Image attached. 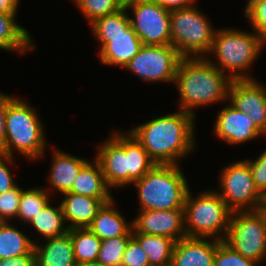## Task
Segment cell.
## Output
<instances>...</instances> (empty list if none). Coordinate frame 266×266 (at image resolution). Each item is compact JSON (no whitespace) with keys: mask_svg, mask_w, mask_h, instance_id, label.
<instances>
[{"mask_svg":"<svg viewBox=\"0 0 266 266\" xmlns=\"http://www.w3.org/2000/svg\"><path fill=\"white\" fill-rule=\"evenodd\" d=\"M180 165L156 164L133 185L138 189V210H172L184 208L188 188Z\"/></svg>","mask_w":266,"mask_h":266,"instance_id":"5b68a950","label":"cell"},{"mask_svg":"<svg viewBox=\"0 0 266 266\" xmlns=\"http://www.w3.org/2000/svg\"><path fill=\"white\" fill-rule=\"evenodd\" d=\"M128 15V11L122 8L115 13L97 18L91 23L92 35L124 34L131 27Z\"/></svg>","mask_w":266,"mask_h":266,"instance_id":"f546056e","label":"cell"},{"mask_svg":"<svg viewBox=\"0 0 266 266\" xmlns=\"http://www.w3.org/2000/svg\"><path fill=\"white\" fill-rule=\"evenodd\" d=\"M128 185L141 179L156 163L149 157L147 151L128 131Z\"/></svg>","mask_w":266,"mask_h":266,"instance_id":"83f0119b","label":"cell"},{"mask_svg":"<svg viewBox=\"0 0 266 266\" xmlns=\"http://www.w3.org/2000/svg\"><path fill=\"white\" fill-rule=\"evenodd\" d=\"M61 205L69 229L88 228L98 211L113 199H97L71 192L64 194ZM68 222V223H67Z\"/></svg>","mask_w":266,"mask_h":266,"instance_id":"ac0fdd59","label":"cell"},{"mask_svg":"<svg viewBox=\"0 0 266 266\" xmlns=\"http://www.w3.org/2000/svg\"><path fill=\"white\" fill-rule=\"evenodd\" d=\"M216 190L228 208L236 211H256L264 208L266 198L258 191L249 164L245 160L223 167Z\"/></svg>","mask_w":266,"mask_h":266,"instance_id":"9c48e42d","label":"cell"},{"mask_svg":"<svg viewBox=\"0 0 266 266\" xmlns=\"http://www.w3.org/2000/svg\"><path fill=\"white\" fill-rule=\"evenodd\" d=\"M218 112L214 123V134L230 145L252 141L259 136H266L245 113L228 104Z\"/></svg>","mask_w":266,"mask_h":266,"instance_id":"9a60e30c","label":"cell"},{"mask_svg":"<svg viewBox=\"0 0 266 266\" xmlns=\"http://www.w3.org/2000/svg\"><path fill=\"white\" fill-rule=\"evenodd\" d=\"M206 57H182L174 84L179 92L180 110L196 116L194 109L228 101L233 81Z\"/></svg>","mask_w":266,"mask_h":266,"instance_id":"7a4b0ae2","label":"cell"},{"mask_svg":"<svg viewBox=\"0 0 266 266\" xmlns=\"http://www.w3.org/2000/svg\"><path fill=\"white\" fill-rule=\"evenodd\" d=\"M132 236H120L101 241L97 261L105 266H122L123 256Z\"/></svg>","mask_w":266,"mask_h":266,"instance_id":"4dcf8cb0","label":"cell"},{"mask_svg":"<svg viewBox=\"0 0 266 266\" xmlns=\"http://www.w3.org/2000/svg\"><path fill=\"white\" fill-rule=\"evenodd\" d=\"M228 103L247 114L266 135V86L257 79L233 80Z\"/></svg>","mask_w":266,"mask_h":266,"instance_id":"4fadbf2b","label":"cell"},{"mask_svg":"<svg viewBox=\"0 0 266 266\" xmlns=\"http://www.w3.org/2000/svg\"><path fill=\"white\" fill-rule=\"evenodd\" d=\"M162 7H164L167 10H175V9H181V8H186L194 3H196L197 0H151Z\"/></svg>","mask_w":266,"mask_h":266,"instance_id":"60d3db41","label":"cell"},{"mask_svg":"<svg viewBox=\"0 0 266 266\" xmlns=\"http://www.w3.org/2000/svg\"><path fill=\"white\" fill-rule=\"evenodd\" d=\"M196 116L178 110L134 126L128 131L147 151L149 157L161 165H179L182 157L194 150Z\"/></svg>","mask_w":266,"mask_h":266,"instance_id":"6da1fadb","label":"cell"},{"mask_svg":"<svg viewBox=\"0 0 266 266\" xmlns=\"http://www.w3.org/2000/svg\"><path fill=\"white\" fill-rule=\"evenodd\" d=\"M79 171L69 192L97 199H114L107 185L100 163L94 158Z\"/></svg>","mask_w":266,"mask_h":266,"instance_id":"7402d4cb","label":"cell"},{"mask_svg":"<svg viewBox=\"0 0 266 266\" xmlns=\"http://www.w3.org/2000/svg\"><path fill=\"white\" fill-rule=\"evenodd\" d=\"M198 194L193 198L189 189L185 198L186 236L224 241L232 211L215 189H207Z\"/></svg>","mask_w":266,"mask_h":266,"instance_id":"8992f818","label":"cell"},{"mask_svg":"<svg viewBox=\"0 0 266 266\" xmlns=\"http://www.w3.org/2000/svg\"><path fill=\"white\" fill-rule=\"evenodd\" d=\"M11 222L0 223V259L22 255H34L36 241L31 240Z\"/></svg>","mask_w":266,"mask_h":266,"instance_id":"cb8c5ba5","label":"cell"},{"mask_svg":"<svg viewBox=\"0 0 266 266\" xmlns=\"http://www.w3.org/2000/svg\"><path fill=\"white\" fill-rule=\"evenodd\" d=\"M76 263L97 261L101 239L89 228L69 229Z\"/></svg>","mask_w":266,"mask_h":266,"instance_id":"4316f807","label":"cell"},{"mask_svg":"<svg viewBox=\"0 0 266 266\" xmlns=\"http://www.w3.org/2000/svg\"><path fill=\"white\" fill-rule=\"evenodd\" d=\"M122 266H149L146 252L133 236L126 246Z\"/></svg>","mask_w":266,"mask_h":266,"instance_id":"8d00e7d4","label":"cell"},{"mask_svg":"<svg viewBox=\"0 0 266 266\" xmlns=\"http://www.w3.org/2000/svg\"><path fill=\"white\" fill-rule=\"evenodd\" d=\"M258 262L245 258L225 241L218 240L214 256V266H257Z\"/></svg>","mask_w":266,"mask_h":266,"instance_id":"836d02e7","label":"cell"},{"mask_svg":"<svg viewBox=\"0 0 266 266\" xmlns=\"http://www.w3.org/2000/svg\"><path fill=\"white\" fill-rule=\"evenodd\" d=\"M76 266H105L98 261L77 263Z\"/></svg>","mask_w":266,"mask_h":266,"instance_id":"ee69618b","label":"cell"},{"mask_svg":"<svg viewBox=\"0 0 266 266\" xmlns=\"http://www.w3.org/2000/svg\"><path fill=\"white\" fill-rule=\"evenodd\" d=\"M46 241L43 245L37 241L34 243L35 266H76L69 231L64 235L46 239Z\"/></svg>","mask_w":266,"mask_h":266,"instance_id":"d6986e66","label":"cell"},{"mask_svg":"<svg viewBox=\"0 0 266 266\" xmlns=\"http://www.w3.org/2000/svg\"><path fill=\"white\" fill-rule=\"evenodd\" d=\"M20 0H0V12L5 14H17Z\"/></svg>","mask_w":266,"mask_h":266,"instance_id":"b9f144b4","label":"cell"},{"mask_svg":"<svg viewBox=\"0 0 266 266\" xmlns=\"http://www.w3.org/2000/svg\"><path fill=\"white\" fill-rule=\"evenodd\" d=\"M250 167L255 186L266 198V148L256 159H244Z\"/></svg>","mask_w":266,"mask_h":266,"instance_id":"d590c367","label":"cell"},{"mask_svg":"<svg viewBox=\"0 0 266 266\" xmlns=\"http://www.w3.org/2000/svg\"><path fill=\"white\" fill-rule=\"evenodd\" d=\"M148 256L149 266H171L175 241L161 235L132 232Z\"/></svg>","mask_w":266,"mask_h":266,"instance_id":"d4e9b609","label":"cell"},{"mask_svg":"<svg viewBox=\"0 0 266 266\" xmlns=\"http://www.w3.org/2000/svg\"><path fill=\"white\" fill-rule=\"evenodd\" d=\"M141 0H117L121 8H127L130 5L136 4Z\"/></svg>","mask_w":266,"mask_h":266,"instance_id":"7bdbcfd3","label":"cell"},{"mask_svg":"<svg viewBox=\"0 0 266 266\" xmlns=\"http://www.w3.org/2000/svg\"><path fill=\"white\" fill-rule=\"evenodd\" d=\"M49 188L35 187L24 190L22 188V194L19 204V210L17 218L29 223L34 216H36L49 202H51L49 195H51Z\"/></svg>","mask_w":266,"mask_h":266,"instance_id":"f1b7e54d","label":"cell"},{"mask_svg":"<svg viewBox=\"0 0 266 266\" xmlns=\"http://www.w3.org/2000/svg\"><path fill=\"white\" fill-rule=\"evenodd\" d=\"M181 55L172 45H142L124 67L149 83H174Z\"/></svg>","mask_w":266,"mask_h":266,"instance_id":"30bf717a","label":"cell"},{"mask_svg":"<svg viewBox=\"0 0 266 266\" xmlns=\"http://www.w3.org/2000/svg\"><path fill=\"white\" fill-rule=\"evenodd\" d=\"M16 16L0 12V49L24 54L36 47L30 32L17 24Z\"/></svg>","mask_w":266,"mask_h":266,"instance_id":"603a6c76","label":"cell"},{"mask_svg":"<svg viewBox=\"0 0 266 266\" xmlns=\"http://www.w3.org/2000/svg\"><path fill=\"white\" fill-rule=\"evenodd\" d=\"M82 15L93 23L97 18L112 14L122 9L117 0H73Z\"/></svg>","mask_w":266,"mask_h":266,"instance_id":"1f68e13d","label":"cell"},{"mask_svg":"<svg viewBox=\"0 0 266 266\" xmlns=\"http://www.w3.org/2000/svg\"><path fill=\"white\" fill-rule=\"evenodd\" d=\"M264 46L265 42L254 31L217 29L209 52L212 53L209 56L214 55L217 62L212 61L211 57L206 58L223 73L226 71L232 80L255 79L247 71L252 68Z\"/></svg>","mask_w":266,"mask_h":266,"instance_id":"3957f363","label":"cell"},{"mask_svg":"<svg viewBox=\"0 0 266 266\" xmlns=\"http://www.w3.org/2000/svg\"><path fill=\"white\" fill-rule=\"evenodd\" d=\"M265 211H266V202H265V204H264V208H263Z\"/></svg>","mask_w":266,"mask_h":266,"instance_id":"f6af8a7d","label":"cell"},{"mask_svg":"<svg viewBox=\"0 0 266 266\" xmlns=\"http://www.w3.org/2000/svg\"><path fill=\"white\" fill-rule=\"evenodd\" d=\"M49 202L34 218L28 223L32 225L40 237L49 239L64 235L69 231V228L64 219V212L61 202L54 207Z\"/></svg>","mask_w":266,"mask_h":266,"instance_id":"484cf974","label":"cell"},{"mask_svg":"<svg viewBox=\"0 0 266 266\" xmlns=\"http://www.w3.org/2000/svg\"><path fill=\"white\" fill-rule=\"evenodd\" d=\"M21 194H22V188L18 187V185L0 194L1 222H10L11 219L17 218Z\"/></svg>","mask_w":266,"mask_h":266,"instance_id":"e575fe53","label":"cell"},{"mask_svg":"<svg viewBox=\"0 0 266 266\" xmlns=\"http://www.w3.org/2000/svg\"><path fill=\"white\" fill-rule=\"evenodd\" d=\"M224 241L245 258L261 264L266 259V211L232 212Z\"/></svg>","mask_w":266,"mask_h":266,"instance_id":"ba28073f","label":"cell"},{"mask_svg":"<svg viewBox=\"0 0 266 266\" xmlns=\"http://www.w3.org/2000/svg\"><path fill=\"white\" fill-rule=\"evenodd\" d=\"M243 11L253 31L266 43V0H248Z\"/></svg>","mask_w":266,"mask_h":266,"instance_id":"d6a6232c","label":"cell"},{"mask_svg":"<svg viewBox=\"0 0 266 266\" xmlns=\"http://www.w3.org/2000/svg\"><path fill=\"white\" fill-rule=\"evenodd\" d=\"M95 159L100 163L107 185L111 188L128 186V131H115L97 145Z\"/></svg>","mask_w":266,"mask_h":266,"instance_id":"7c38bea8","label":"cell"},{"mask_svg":"<svg viewBox=\"0 0 266 266\" xmlns=\"http://www.w3.org/2000/svg\"><path fill=\"white\" fill-rule=\"evenodd\" d=\"M14 165V156H8L0 153V194L4 193L17 184L14 182L12 171L8 165Z\"/></svg>","mask_w":266,"mask_h":266,"instance_id":"74e56055","label":"cell"},{"mask_svg":"<svg viewBox=\"0 0 266 266\" xmlns=\"http://www.w3.org/2000/svg\"><path fill=\"white\" fill-rule=\"evenodd\" d=\"M93 36L100 43L99 61L104 65L124 68L143 45L132 27L124 34Z\"/></svg>","mask_w":266,"mask_h":266,"instance_id":"2e32d148","label":"cell"},{"mask_svg":"<svg viewBox=\"0 0 266 266\" xmlns=\"http://www.w3.org/2000/svg\"><path fill=\"white\" fill-rule=\"evenodd\" d=\"M27 101L15 97L7 107L5 126L6 143L1 154L13 157L14 151L28 160L44 157L46 145L45 130L37 115Z\"/></svg>","mask_w":266,"mask_h":266,"instance_id":"277c9868","label":"cell"},{"mask_svg":"<svg viewBox=\"0 0 266 266\" xmlns=\"http://www.w3.org/2000/svg\"><path fill=\"white\" fill-rule=\"evenodd\" d=\"M0 266H35L34 255L0 259Z\"/></svg>","mask_w":266,"mask_h":266,"instance_id":"ab89813d","label":"cell"},{"mask_svg":"<svg viewBox=\"0 0 266 266\" xmlns=\"http://www.w3.org/2000/svg\"><path fill=\"white\" fill-rule=\"evenodd\" d=\"M116 200L106 203L98 211L93 222L88 227L101 240L120 236H132V220L129 223L122 213L115 208Z\"/></svg>","mask_w":266,"mask_h":266,"instance_id":"44dd1931","label":"cell"},{"mask_svg":"<svg viewBox=\"0 0 266 266\" xmlns=\"http://www.w3.org/2000/svg\"><path fill=\"white\" fill-rule=\"evenodd\" d=\"M138 211L132 232L166 236L175 242L187 237L184 208Z\"/></svg>","mask_w":266,"mask_h":266,"instance_id":"5bb4252c","label":"cell"},{"mask_svg":"<svg viewBox=\"0 0 266 266\" xmlns=\"http://www.w3.org/2000/svg\"><path fill=\"white\" fill-rule=\"evenodd\" d=\"M195 4L170 11L171 45L181 57H207L213 45L216 28Z\"/></svg>","mask_w":266,"mask_h":266,"instance_id":"52a82bcc","label":"cell"},{"mask_svg":"<svg viewBox=\"0 0 266 266\" xmlns=\"http://www.w3.org/2000/svg\"><path fill=\"white\" fill-rule=\"evenodd\" d=\"M15 97L12 95H7L0 92V151L5 147L6 143V126H5V117L8 104Z\"/></svg>","mask_w":266,"mask_h":266,"instance_id":"f35d334b","label":"cell"},{"mask_svg":"<svg viewBox=\"0 0 266 266\" xmlns=\"http://www.w3.org/2000/svg\"><path fill=\"white\" fill-rule=\"evenodd\" d=\"M126 10L132 11L131 27L143 45H171L170 10L151 0H141Z\"/></svg>","mask_w":266,"mask_h":266,"instance_id":"8fae6325","label":"cell"},{"mask_svg":"<svg viewBox=\"0 0 266 266\" xmlns=\"http://www.w3.org/2000/svg\"><path fill=\"white\" fill-rule=\"evenodd\" d=\"M51 159L52 163L47 179L49 185L53 187L52 191L57 190L62 195L71 190L80 169L88 160L58 149L53 151Z\"/></svg>","mask_w":266,"mask_h":266,"instance_id":"ffe728a7","label":"cell"},{"mask_svg":"<svg viewBox=\"0 0 266 266\" xmlns=\"http://www.w3.org/2000/svg\"><path fill=\"white\" fill-rule=\"evenodd\" d=\"M218 240L182 238L175 242L171 266H214Z\"/></svg>","mask_w":266,"mask_h":266,"instance_id":"e0dca14e","label":"cell"}]
</instances>
